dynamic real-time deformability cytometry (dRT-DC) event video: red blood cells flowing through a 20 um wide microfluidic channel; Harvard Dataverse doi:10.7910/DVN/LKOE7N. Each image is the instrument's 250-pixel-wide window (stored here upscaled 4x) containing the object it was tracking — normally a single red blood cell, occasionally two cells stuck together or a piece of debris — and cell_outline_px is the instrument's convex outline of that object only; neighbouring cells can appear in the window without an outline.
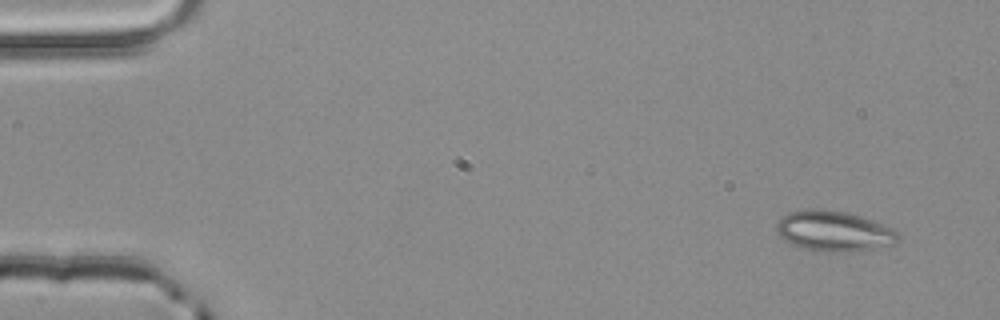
{"species": "common noctule bat (a hibernating species)", "species_latin": "Nyctalus noctula", "temperature_condition": "room temperature", "stored_images_in_passage": 2, "camera_frame_rate_fps": 3000, "um_per_image_px": 0.085, "animal": {"sex": "male", "body_mass_g": 20.4}, "frame": {"image": 1, "passage_image": 2, "time_ms": 0.333, "image_size_px": [1000, 320], "cell_outline_px": [[900, 240], [892, 244], [872, 248], [840, 252], [816, 252], [792, 244], [784, 240], [780, 236], [776, 228], [776, 224], [780, 216], [788, 212], [812, 208], [848, 212], [872, 220], [892, 228], [900, 232]], "centroid_in_image_um": [70.86, 19.63], "position_along_channel_um": 14.1, "area_um2": 28.73}}